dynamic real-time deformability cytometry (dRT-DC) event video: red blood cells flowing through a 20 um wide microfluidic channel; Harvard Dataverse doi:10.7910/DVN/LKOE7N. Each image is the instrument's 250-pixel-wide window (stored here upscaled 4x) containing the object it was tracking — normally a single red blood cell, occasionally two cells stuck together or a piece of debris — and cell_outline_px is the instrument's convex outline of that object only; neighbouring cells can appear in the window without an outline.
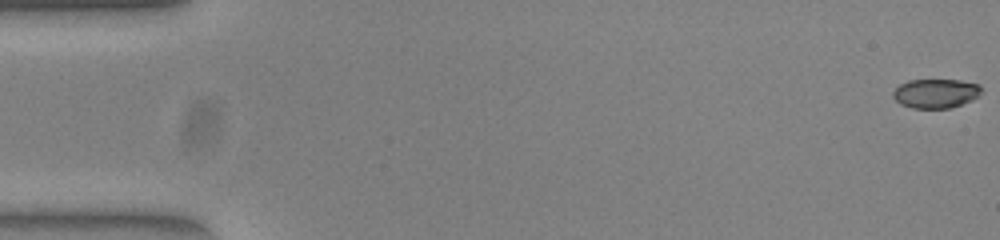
{"species": "common noctule bat (a hibernating species)", "species_latin": "Nyctalus noctula", "temperature_condition": "warm", "stored_images_in_passage": 53, "camera_frame_rate_fps": 3000, "um_per_image_px": 0.085, "animal": {"sex": "female", "body_mass_g": 23.0, "forearm_length_mm": 53.4}, "frame": {"image": 1, "passage_image": 1, "time_ms": 0.0, "image_size_px": [1000, 240], "cell_outline_px": [[980, 92], [972, 100], [952, 108], [912, 108], [900, 104], [892, 96], [892, 92], [900, 84], [908, 80], [960, 80], [980, 84]], "centroid_in_image_um": [79.51, 7.94], "position_along_channel_um": 5.5, "area_um2": 15.03}}
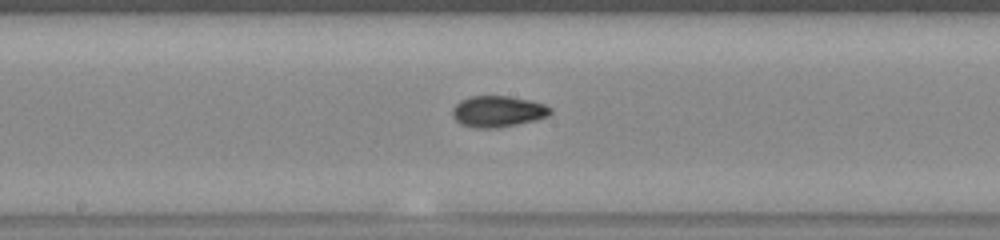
{"frame": {"image": 2, "passage_image": 28, "time_ms": 9.0, "image_size_px": [1000, 240], "cell_outline_px": [[552, 112], [548, 116], [516, 124], [496, 128], [472, 128], [460, 124], [452, 116], [452, 108], [460, 100], [472, 96], [508, 96], [528, 100], [544, 104]], "centroid_in_image_um": [42.25, 9.47], "position_along_channel_um": 206.0, "area_um2": 17.63}}
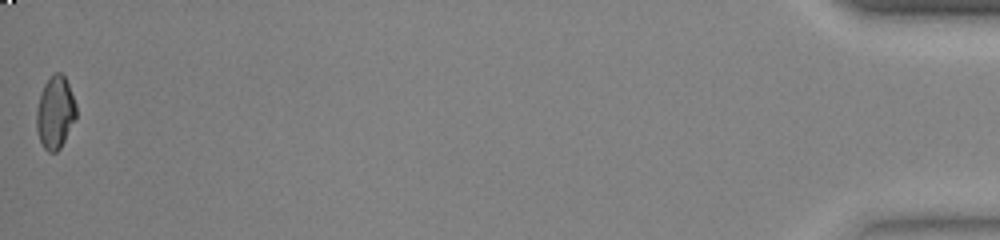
{"frame": {"image": 3, "passage_image": 53, "time_ms": 17.333, "image_size_px": [1000, 240], "cell_outline_px": [[76, 116], [60, 148], [56, 152], [48, 152], [44, 148], [40, 140], [36, 128], [36, 112], [40, 92], [44, 84], [56, 72], [60, 72], [64, 76], [68, 84], [76, 104]], "centroid_in_image_um": [4.67, 9.56], "position_along_channel_um": 430.5, "area_um2": 16.53}, "authors_computed_cell_mechanics": {"area_um2": 16.762, "velocity_mm_per_s": 3.9278, "shape_relaxation_time_tau1_ms": null, "shape_relaxation_time_tau2_ms": 1.7236, "deformation_change_tau1": null, "deformation_change_tau2": 0.0522}}